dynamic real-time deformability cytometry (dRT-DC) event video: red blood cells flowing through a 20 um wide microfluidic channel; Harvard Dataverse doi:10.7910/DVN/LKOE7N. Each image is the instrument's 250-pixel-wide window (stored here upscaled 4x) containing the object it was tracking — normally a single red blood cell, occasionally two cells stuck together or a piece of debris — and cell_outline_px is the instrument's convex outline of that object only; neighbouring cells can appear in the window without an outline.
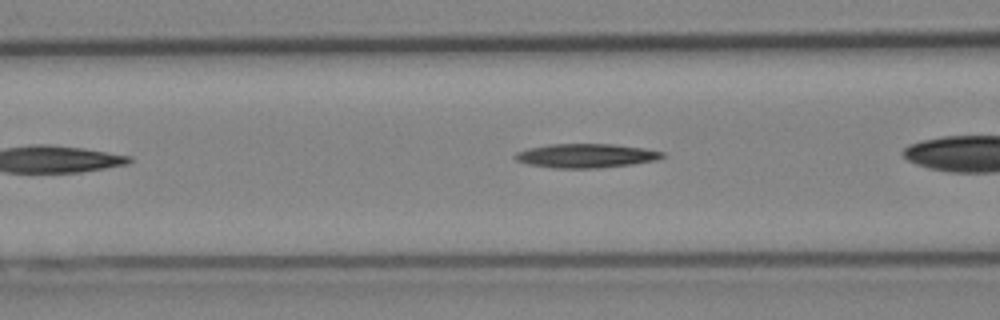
{"species": "Egyptian fruit bat (a non-hibernating species)", "species_latin": "Rousettus aegyptiacus", "temperature_condition": "cold", "stored_images_in_passage": 24, "camera_frame_rate_fps": 3000, "um_per_image_px": 0.085, "animal": {"sex": "female"}, "frame": {"image": 1, "passage_image": 4, "time_ms": 1.0, "image_size_px": [1000, 320], "cell_outline_px": [[664, 156], [656, 160], [632, 164], [600, 168], [556, 168], [528, 164], [516, 160], [512, 156], [516, 152], [528, 148], [548, 144], [612, 144], [644, 148], [664, 152]], "centroid_in_image_um": [49.78, 13.23], "position_along_channel_um": 116.8, "area_um2": 20.63}}